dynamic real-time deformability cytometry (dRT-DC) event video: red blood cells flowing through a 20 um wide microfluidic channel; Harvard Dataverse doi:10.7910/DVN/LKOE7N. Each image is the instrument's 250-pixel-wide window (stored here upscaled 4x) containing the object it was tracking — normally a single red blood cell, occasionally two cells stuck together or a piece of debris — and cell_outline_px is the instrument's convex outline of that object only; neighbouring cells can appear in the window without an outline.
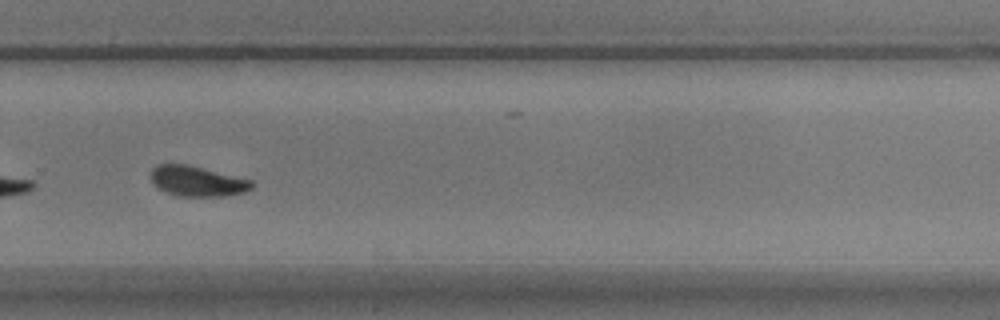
{"species": "common noctule bat (a hibernating species)", "species_latin": "Nyctalus noctula", "temperature_condition": "warm", "stored_images_in_passage": 31, "camera_frame_rate_fps": 3000, "um_per_image_px": 0.085, "animal": {"sex": "male", "body_mass_g": 17.9}, "frame": {"image": 1, "passage_image": 22, "time_ms": 7.0, "image_size_px": [1000, 320], "cell_outline_px": [[256, 184], [252, 188], [244, 192], [224, 196], [180, 196], [168, 192], [152, 184], [152, 168], [160, 164], [188, 164], [252, 180]], "centroid_in_image_um": [16.81, 15.39], "position_along_channel_um": 313.0, "area_um2": 17.69}, "authors_computed_cell_mechanics": {"area_um2": 18.6694, "velocity_mm_per_s": 3.7189, "shape_relaxation_time_tau1_ms": 2.3362, "shape_relaxation_time_tau2_ms": 6.652, "deformation_change_tau1": 0.1172, "deformation_change_tau2": 0.0758}}